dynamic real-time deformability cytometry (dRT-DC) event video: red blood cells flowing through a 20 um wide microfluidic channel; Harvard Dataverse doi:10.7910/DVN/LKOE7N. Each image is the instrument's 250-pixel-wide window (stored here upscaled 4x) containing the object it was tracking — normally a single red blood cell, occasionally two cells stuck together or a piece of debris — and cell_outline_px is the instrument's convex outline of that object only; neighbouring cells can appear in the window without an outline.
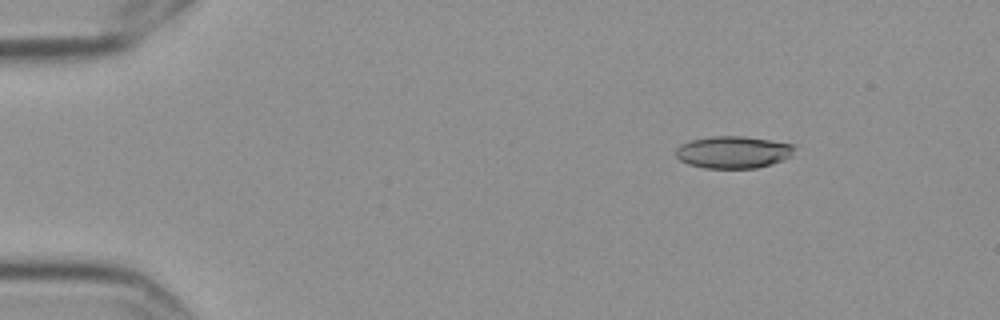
{"species": "Egyptian fruit bat (a non-hibernating species)", "species_latin": "Rousettus aegyptiacus", "temperature_condition": "cold", "stored_images_in_passage": 56, "camera_frame_rate_fps": 3000, "um_per_image_px": 0.085, "frame": {"image": 1, "passage_image": 7, "time_ms": 2.0, "image_size_px": [1000, 320], "cell_outline_px": [[796, 148], [792, 156], [784, 160], [772, 164], [756, 168], [704, 168], [688, 164], [680, 160], [676, 156], [676, 148], [680, 144], [692, 140], [712, 136], [744, 136], [792, 144]], "centroid_in_image_um": [62.33, 12.94], "position_along_channel_um": 22.7, "area_um2": 22.31}}
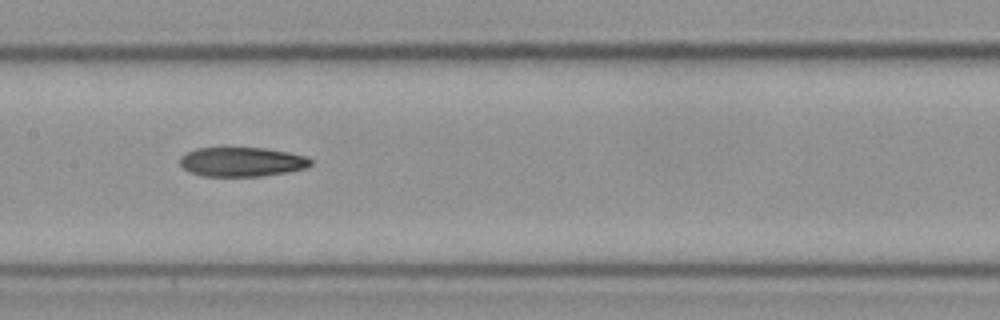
{"frame": {"image": 2, "passage_image": 28, "time_ms": 9.0, "image_size_px": [1000, 320], "cell_outline_px": [[312, 164], [308, 168], [288, 172], [260, 176], [204, 176], [188, 172], [180, 164], [180, 156], [196, 148], [224, 144], [268, 148], [308, 156], [312, 160]], "centroid_in_image_um": [20.55, 13.7], "position_along_channel_um": 186.9, "area_um2": 23.58}}
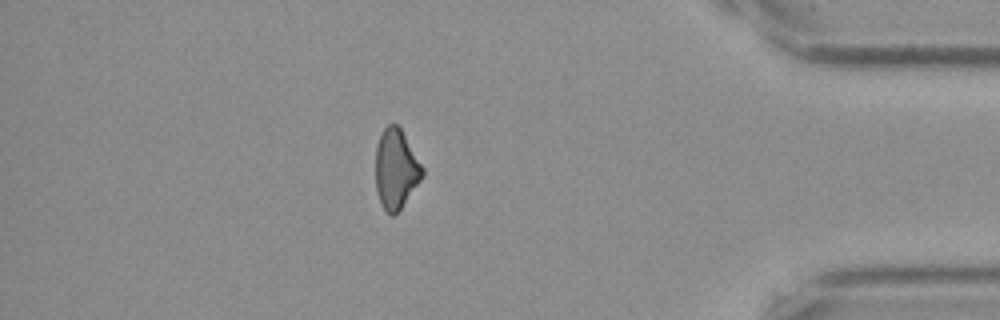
{"frame": {"image": 3, "passage_image": 49, "time_ms": 16.0, "image_size_px": [1000, 320], "cell_outline_px": [[424, 176], [400, 208], [392, 216], [384, 208], [380, 200], [376, 188], [376, 148], [380, 136], [384, 128], [388, 124], [396, 124], [400, 128], [424, 168]], "centroid_in_image_um": [33.66, 14.35], "position_along_channel_um": 401.5, "area_um2": 21.27}}